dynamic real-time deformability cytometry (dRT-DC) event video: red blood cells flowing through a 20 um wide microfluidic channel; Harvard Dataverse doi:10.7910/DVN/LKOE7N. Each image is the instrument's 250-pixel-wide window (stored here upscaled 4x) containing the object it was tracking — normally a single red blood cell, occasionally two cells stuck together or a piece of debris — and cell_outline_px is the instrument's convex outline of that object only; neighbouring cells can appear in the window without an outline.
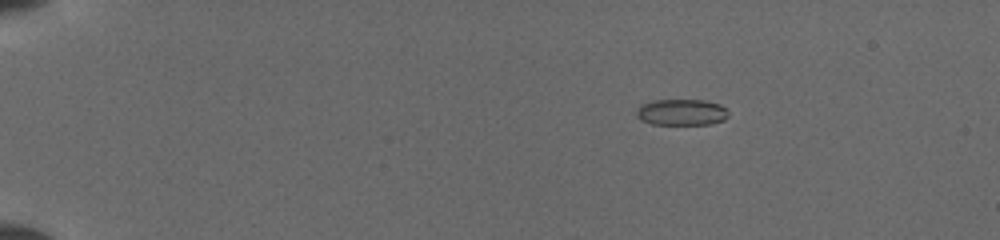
{"species": "common noctule bat (a hibernating species)", "species_latin": "Nyctalus noctula", "temperature_condition": "cold", "stored_images_in_passage": 5, "camera_frame_rate_fps": 3000, "um_per_image_px": 0.085, "animal": {"sex": "female", "body_mass_g": 19.5, "forearm_length_mm": 54.1}, "frame": {"image": 1, "passage_image": 3, "time_ms": 1.667, "image_size_px": [1000, 240], "cell_outline_px": [[728, 116], [724, 120], [708, 124], [652, 124], [640, 120], [636, 116], [636, 112], [640, 104], [656, 100], [704, 100], [720, 104], [728, 112]], "centroid_in_image_um": [57.91, 9.54], "position_along_channel_um": 27.1, "area_um2": 14.05}}